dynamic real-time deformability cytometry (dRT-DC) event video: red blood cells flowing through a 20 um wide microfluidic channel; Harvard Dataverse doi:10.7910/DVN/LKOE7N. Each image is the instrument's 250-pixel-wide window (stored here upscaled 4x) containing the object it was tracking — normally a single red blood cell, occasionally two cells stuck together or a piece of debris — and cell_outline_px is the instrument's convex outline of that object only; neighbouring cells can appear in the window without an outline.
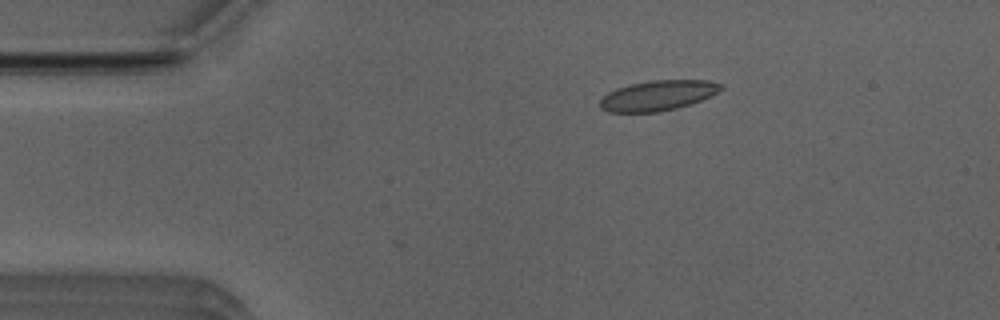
{"species": "Egyptian fruit bat (a non-hibernating species)", "species_latin": "Rousettus aegyptiacus", "temperature_condition": "room temperature", "stored_images_in_passage": 32, "camera_frame_rate_fps": 3000, "um_per_image_px": 0.085, "animal": {"sex": "male"}, "frame": {"image": 1, "passage_image": 1, "time_ms": 0.0, "image_size_px": [1000, 320], "cell_outline_px": [[724, 88], [700, 100], [676, 108], [660, 112], [608, 112], [600, 108], [600, 100], [608, 92], [616, 88], [628, 84], [652, 80], [708, 80], [724, 84]], "centroid_in_image_um": [55.89, 8.11], "position_along_channel_um": 29.1, "area_um2": 21.21}}
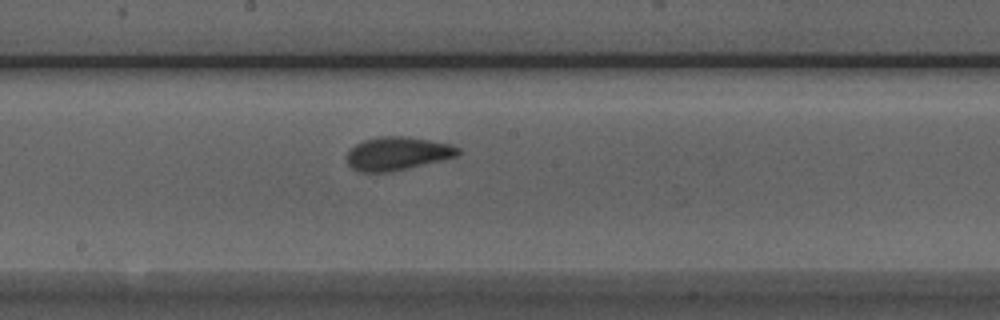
{"frame": {"image": 2, "passage_image": 19, "time_ms": 6.0, "image_size_px": [1000, 320], "cell_outline_px": [[460, 152], [456, 156], [408, 168], [388, 172], [360, 172], [352, 168], [348, 164], [348, 152], [356, 144], [364, 140], [380, 136], [408, 136], [452, 144], [460, 148]], "centroid_in_image_um": [33.79, 13.04], "position_along_channel_um": 214.4, "area_um2": 21.44}}
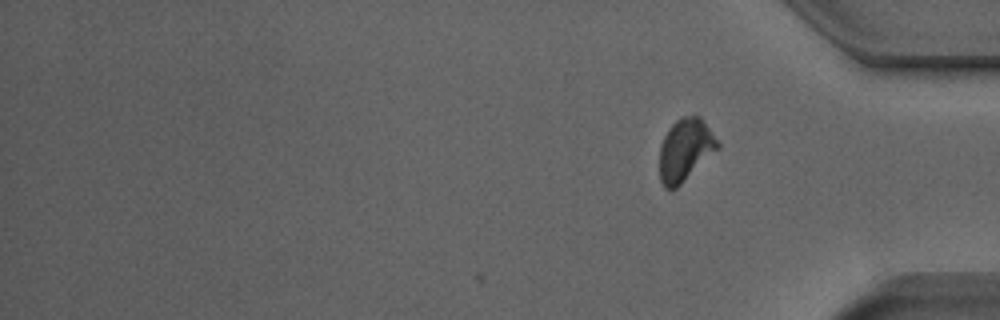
{"frame": {"image": 3, "passage_image": 32, "time_ms": 10.333, "image_size_px": [1000, 320], "cell_outline_px": [[720, 148], [676, 188], [664, 188], [660, 180], [660, 144], [668, 128], [680, 116], [700, 116], [720, 144]], "centroid_in_image_um": [58.24, 12.73], "position_along_channel_um": 377.0, "area_um2": 21.04}, "authors_computed_cell_mechanics": {"area_um2": 21.2415, "velocity_mm_per_s": 3.9336, "shape_relaxation_time_tau1_ms": 3.4595, "shape_relaxation_time_tau2_ms": 0.7836, "deformation_change_tau1": 0.1188, "deformation_change_tau2": 0.05}}